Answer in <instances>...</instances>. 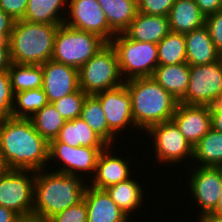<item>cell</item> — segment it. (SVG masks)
Wrapping results in <instances>:
<instances>
[{
  "label": "cell",
  "instance_id": "1",
  "mask_svg": "<svg viewBox=\"0 0 222 222\" xmlns=\"http://www.w3.org/2000/svg\"><path fill=\"white\" fill-rule=\"evenodd\" d=\"M0 148L8 169H47L49 142L35 130L30 119H1Z\"/></svg>",
  "mask_w": 222,
  "mask_h": 222
},
{
  "label": "cell",
  "instance_id": "2",
  "mask_svg": "<svg viewBox=\"0 0 222 222\" xmlns=\"http://www.w3.org/2000/svg\"><path fill=\"white\" fill-rule=\"evenodd\" d=\"M89 182L82 176L42 169L35 172L32 219L45 222L83 200Z\"/></svg>",
  "mask_w": 222,
  "mask_h": 222
},
{
  "label": "cell",
  "instance_id": "3",
  "mask_svg": "<svg viewBox=\"0 0 222 222\" xmlns=\"http://www.w3.org/2000/svg\"><path fill=\"white\" fill-rule=\"evenodd\" d=\"M132 104L135 126L141 134L152 125L170 121L178 101L152 77L124 81Z\"/></svg>",
  "mask_w": 222,
  "mask_h": 222
},
{
  "label": "cell",
  "instance_id": "4",
  "mask_svg": "<svg viewBox=\"0 0 222 222\" xmlns=\"http://www.w3.org/2000/svg\"><path fill=\"white\" fill-rule=\"evenodd\" d=\"M59 26L15 21L9 39L12 63L42 65L51 60Z\"/></svg>",
  "mask_w": 222,
  "mask_h": 222
},
{
  "label": "cell",
  "instance_id": "5",
  "mask_svg": "<svg viewBox=\"0 0 222 222\" xmlns=\"http://www.w3.org/2000/svg\"><path fill=\"white\" fill-rule=\"evenodd\" d=\"M145 132L146 133L143 134L148 136V140H150L147 146L151 144L153 148L152 152H154L153 162H155L153 163L154 165L151 163V167L153 166L158 169L159 164H161L163 168L164 165L171 164V169H173V167L176 169L175 167L180 166L179 164H183L182 166L189 164L190 166L193 158V146L180 133L178 127L172 120L152 125ZM182 161H185V164Z\"/></svg>",
  "mask_w": 222,
  "mask_h": 222
},
{
  "label": "cell",
  "instance_id": "6",
  "mask_svg": "<svg viewBox=\"0 0 222 222\" xmlns=\"http://www.w3.org/2000/svg\"><path fill=\"white\" fill-rule=\"evenodd\" d=\"M106 44L96 34L77 30L63 23L56 32L51 59L79 69Z\"/></svg>",
  "mask_w": 222,
  "mask_h": 222
},
{
  "label": "cell",
  "instance_id": "7",
  "mask_svg": "<svg viewBox=\"0 0 222 222\" xmlns=\"http://www.w3.org/2000/svg\"><path fill=\"white\" fill-rule=\"evenodd\" d=\"M124 84L115 48L107 43L79 68V87L87 95L115 89Z\"/></svg>",
  "mask_w": 222,
  "mask_h": 222
},
{
  "label": "cell",
  "instance_id": "8",
  "mask_svg": "<svg viewBox=\"0 0 222 222\" xmlns=\"http://www.w3.org/2000/svg\"><path fill=\"white\" fill-rule=\"evenodd\" d=\"M110 43L117 53L124 81L153 75L158 66L157 44L138 42L129 39L124 33L116 34Z\"/></svg>",
  "mask_w": 222,
  "mask_h": 222
},
{
  "label": "cell",
  "instance_id": "9",
  "mask_svg": "<svg viewBox=\"0 0 222 222\" xmlns=\"http://www.w3.org/2000/svg\"><path fill=\"white\" fill-rule=\"evenodd\" d=\"M35 171L8 169L0 172V205L24 220L32 219Z\"/></svg>",
  "mask_w": 222,
  "mask_h": 222
},
{
  "label": "cell",
  "instance_id": "10",
  "mask_svg": "<svg viewBox=\"0 0 222 222\" xmlns=\"http://www.w3.org/2000/svg\"><path fill=\"white\" fill-rule=\"evenodd\" d=\"M105 148L106 147H71L66 143L53 139L49 142L47 168L49 167L52 171L64 174L79 175L89 182L94 176L98 156ZM50 164L51 166H49ZM58 165H60L59 168ZM52 167L53 169H51Z\"/></svg>",
  "mask_w": 222,
  "mask_h": 222
},
{
  "label": "cell",
  "instance_id": "11",
  "mask_svg": "<svg viewBox=\"0 0 222 222\" xmlns=\"http://www.w3.org/2000/svg\"><path fill=\"white\" fill-rule=\"evenodd\" d=\"M187 167V174H184L186 178L188 177L184 182L186 183L187 181V187L185 186L184 188L189 187L185 192H189V197L195 200H191L194 204L196 203L194 205V207L196 206V209H193L197 210L199 207V213L198 211H195V215L197 214L195 218L197 219L198 217L212 213L215 210L220 197L222 173L218 167H193V165Z\"/></svg>",
  "mask_w": 222,
  "mask_h": 222
},
{
  "label": "cell",
  "instance_id": "12",
  "mask_svg": "<svg viewBox=\"0 0 222 222\" xmlns=\"http://www.w3.org/2000/svg\"><path fill=\"white\" fill-rule=\"evenodd\" d=\"M222 96V58L205 65L190 66L185 105L211 106Z\"/></svg>",
  "mask_w": 222,
  "mask_h": 222
},
{
  "label": "cell",
  "instance_id": "13",
  "mask_svg": "<svg viewBox=\"0 0 222 222\" xmlns=\"http://www.w3.org/2000/svg\"><path fill=\"white\" fill-rule=\"evenodd\" d=\"M94 96L100 101L110 131L117 138L118 136L120 138L118 145L121 142V139H123V141L127 140L122 137L121 134L123 132L126 133V131L131 130L125 134L127 137L128 134L133 131L140 132L135 126L132 115L131 96L124 84L115 89L99 92Z\"/></svg>",
  "mask_w": 222,
  "mask_h": 222
},
{
  "label": "cell",
  "instance_id": "14",
  "mask_svg": "<svg viewBox=\"0 0 222 222\" xmlns=\"http://www.w3.org/2000/svg\"><path fill=\"white\" fill-rule=\"evenodd\" d=\"M64 24L96 34L107 43L116 35L97 0H68Z\"/></svg>",
  "mask_w": 222,
  "mask_h": 222
},
{
  "label": "cell",
  "instance_id": "15",
  "mask_svg": "<svg viewBox=\"0 0 222 222\" xmlns=\"http://www.w3.org/2000/svg\"><path fill=\"white\" fill-rule=\"evenodd\" d=\"M117 150H119V148H116V145H108L100 152L97 159L94 176L89 181L90 186L105 190L110 186L131 178L132 175L135 173L137 174L138 169L141 170V168L138 167L135 170L136 172L133 173L132 171H134L133 169L137 163L131 160L132 157L129 155L124 156L123 154L122 156V154H119ZM132 164L133 169L131 166Z\"/></svg>",
  "mask_w": 222,
  "mask_h": 222
},
{
  "label": "cell",
  "instance_id": "16",
  "mask_svg": "<svg viewBox=\"0 0 222 222\" xmlns=\"http://www.w3.org/2000/svg\"><path fill=\"white\" fill-rule=\"evenodd\" d=\"M43 86L48 102L52 103L80 89L79 69L53 61L41 65Z\"/></svg>",
  "mask_w": 222,
  "mask_h": 222
},
{
  "label": "cell",
  "instance_id": "17",
  "mask_svg": "<svg viewBox=\"0 0 222 222\" xmlns=\"http://www.w3.org/2000/svg\"><path fill=\"white\" fill-rule=\"evenodd\" d=\"M171 120L192 146L212 128L209 106L185 105L179 102Z\"/></svg>",
  "mask_w": 222,
  "mask_h": 222
},
{
  "label": "cell",
  "instance_id": "18",
  "mask_svg": "<svg viewBox=\"0 0 222 222\" xmlns=\"http://www.w3.org/2000/svg\"><path fill=\"white\" fill-rule=\"evenodd\" d=\"M83 199L87 207V222H136L129 219L106 190L88 185Z\"/></svg>",
  "mask_w": 222,
  "mask_h": 222
},
{
  "label": "cell",
  "instance_id": "19",
  "mask_svg": "<svg viewBox=\"0 0 222 222\" xmlns=\"http://www.w3.org/2000/svg\"><path fill=\"white\" fill-rule=\"evenodd\" d=\"M135 177L136 176L134 174L131 178L105 189L107 193L110 195L111 199L115 202V204L124 213H126L130 217V219L134 218V216L139 211H141V213L143 212L140 209L141 207L144 209V206L142 205L144 201L147 204V206L149 205L147 203L149 199L147 200L144 199L145 198L144 194L147 193V191L145 190L149 188L147 187L148 184L146 185V189L143 188L145 185L143 184L140 185L139 182L140 176L136 177V179L138 178V180H136Z\"/></svg>",
  "mask_w": 222,
  "mask_h": 222
},
{
  "label": "cell",
  "instance_id": "20",
  "mask_svg": "<svg viewBox=\"0 0 222 222\" xmlns=\"http://www.w3.org/2000/svg\"><path fill=\"white\" fill-rule=\"evenodd\" d=\"M171 32L168 16L147 15L138 12L123 32L129 39L158 44Z\"/></svg>",
  "mask_w": 222,
  "mask_h": 222
},
{
  "label": "cell",
  "instance_id": "21",
  "mask_svg": "<svg viewBox=\"0 0 222 222\" xmlns=\"http://www.w3.org/2000/svg\"><path fill=\"white\" fill-rule=\"evenodd\" d=\"M187 64L205 65L221 58L206 26L185 33Z\"/></svg>",
  "mask_w": 222,
  "mask_h": 222
},
{
  "label": "cell",
  "instance_id": "22",
  "mask_svg": "<svg viewBox=\"0 0 222 222\" xmlns=\"http://www.w3.org/2000/svg\"><path fill=\"white\" fill-rule=\"evenodd\" d=\"M168 21L171 32L185 34L205 26L206 16L194 0H176L168 14Z\"/></svg>",
  "mask_w": 222,
  "mask_h": 222
},
{
  "label": "cell",
  "instance_id": "23",
  "mask_svg": "<svg viewBox=\"0 0 222 222\" xmlns=\"http://www.w3.org/2000/svg\"><path fill=\"white\" fill-rule=\"evenodd\" d=\"M151 77L179 102L188 89L190 66L187 63L158 65Z\"/></svg>",
  "mask_w": 222,
  "mask_h": 222
},
{
  "label": "cell",
  "instance_id": "24",
  "mask_svg": "<svg viewBox=\"0 0 222 222\" xmlns=\"http://www.w3.org/2000/svg\"><path fill=\"white\" fill-rule=\"evenodd\" d=\"M68 0H28L23 20L30 23H64Z\"/></svg>",
  "mask_w": 222,
  "mask_h": 222
},
{
  "label": "cell",
  "instance_id": "25",
  "mask_svg": "<svg viewBox=\"0 0 222 222\" xmlns=\"http://www.w3.org/2000/svg\"><path fill=\"white\" fill-rule=\"evenodd\" d=\"M59 142L71 147H107L108 144L98 136L80 117L66 121L60 130Z\"/></svg>",
  "mask_w": 222,
  "mask_h": 222
},
{
  "label": "cell",
  "instance_id": "26",
  "mask_svg": "<svg viewBox=\"0 0 222 222\" xmlns=\"http://www.w3.org/2000/svg\"><path fill=\"white\" fill-rule=\"evenodd\" d=\"M106 15L109 27L123 33L138 13L137 0H97Z\"/></svg>",
  "mask_w": 222,
  "mask_h": 222
},
{
  "label": "cell",
  "instance_id": "27",
  "mask_svg": "<svg viewBox=\"0 0 222 222\" xmlns=\"http://www.w3.org/2000/svg\"><path fill=\"white\" fill-rule=\"evenodd\" d=\"M193 166L218 167L222 163V133L211 128L193 146Z\"/></svg>",
  "mask_w": 222,
  "mask_h": 222
},
{
  "label": "cell",
  "instance_id": "28",
  "mask_svg": "<svg viewBox=\"0 0 222 222\" xmlns=\"http://www.w3.org/2000/svg\"><path fill=\"white\" fill-rule=\"evenodd\" d=\"M80 118L108 145H117L116 142L120 139L110 131L100 101L94 95L85 98Z\"/></svg>",
  "mask_w": 222,
  "mask_h": 222
},
{
  "label": "cell",
  "instance_id": "29",
  "mask_svg": "<svg viewBox=\"0 0 222 222\" xmlns=\"http://www.w3.org/2000/svg\"><path fill=\"white\" fill-rule=\"evenodd\" d=\"M13 93L34 90L43 86L41 65L12 63L8 70Z\"/></svg>",
  "mask_w": 222,
  "mask_h": 222
},
{
  "label": "cell",
  "instance_id": "30",
  "mask_svg": "<svg viewBox=\"0 0 222 222\" xmlns=\"http://www.w3.org/2000/svg\"><path fill=\"white\" fill-rule=\"evenodd\" d=\"M30 120L35 130L48 142L58 137L66 122L52 103L46 104Z\"/></svg>",
  "mask_w": 222,
  "mask_h": 222
},
{
  "label": "cell",
  "instance_id": "31",
  "mask_svg": "<svg viewBox=\"0 0 222 222\" xmlns=\"http://www.w3.org/2000/svg\"><path fill=\"white\" fill-rule=\"evenodd\" d=\"M158 65L187 63L186 40L182 33L170 32L158 44Z\"/></svg>",
  "mask_w": 222,
  "mask_h": 222
},
{
  "label": "cell",
  "instance_id": "32",
  "mask_svg": "<svg viewBox=\"0 0 222 222\" xmlns=\"http://www.w3.org/2000/svg\"><path fill=\"white\" fill-rule=\"evenodd\" d=\"M48 103L47 96L42 87L18 92L14 96L12 117L30 119Z\"/></svg>",
  "mask_w": 222,
  "mask_h": 222
},
{
  "label": "cell",
  "instance_id": "33",
  "mask_svg": "<svg viewBox=\"0 0 222 222\" xmlns=\"http://www.w3.org/2000/svg\"><path fill=\"white\" fill-rule=\"evenodd\" d=\"M87 94L81 89L52 102L53 106L66 121L79 118Z\"/></svg>",
  "mask_w": 222,
  "mask_h": 222
},
{
  "label": "cell",
  "instance_id": "34",
  "mask_svg": "<svg viewBox=\"0 0 222 222\" xmlns=\"http://www.w3.org/2000/svg\"><path fill=\"white\" fill-rule=\"evenodd\" d=\"M14 96L8 71L0 72V120L12 117Z\"/></svg>",
  "mask_w": 222,
  "mask_h": 222
},
{
  "label": "cell",
  "instance_id": "35",
  "mask_svg": "<svg viewBox=\"0 0 222 222\" xmlns=\"http://www.w3.org/2000/svg\"><path fill=\"white\" fill-rule=\"evenodd\" d=\"M45 222H87V207L84 199L64 211H61Z\"/></svg>",
  "mask_w": 222,
  "mask_h": 222
},
{
  "label": "cell",
  "instance_id": "36",
  "mask_svg": "<svg viewBox=\"0 0 222 222\" xmlns=\"http://www.w3.org/2000/svg\"><path fill=\"white\" fill-rule=\"evenodd\" d=\"M176 0H138V12L147 15L168 16Z\"/></svg>",
  "mask_w": 222,
  "mask_h": 222
},
{
  "label": "cell",
  "instance_id": "37",
  "mask_svg": "<svg viewBox=\"0 0 222 222\" xmlns=\"http://www.w3.org/2000/svg\"><path fill=\"white\" fill-rule=\"evenodd\" d=\"M205 26L218 53L222 56V10L206 16Z\"/></svg>",
  "mask_w": 222,
  "mask_h": 222
},
{
  "label": "cell",
  "instance_id": "38",
  "mask_svg": "<svg viewBox=\"0 0 222 222\" xmlns=\"http://www.w3.org/2000/svg\"><path fill=\"white\" fill-rule=\"evenodd\" d=\"M28 0H0V9L9 14L15 21L23 20Z\"/></svg>",
  "mask_w": 222,
  "mask_h": 222
},
{
  "label": "cell",
  "instance_id": "39",
  "mask_svg": "<svg viewBox=\"0 0 222 222\" xmlns=\"http://www.w3.org/2000/svg\"><path fill=\"white\" fill-rule=\"evenodd\" d=\"M15 20L0 9V40L9 41Z\"/></svg>",
  "mask_w": 222,
  "mask_h": 222
},
{
  "label": "cell",
  "instance_id": "40",
  "mask_svg": "<svg viewBox=\"0 0 222 222\" xmlns=\"http://www.w3.org/2000/svg\"><path fill=\"white\" fill-rule=\"evenodd\" d=\"M212 128L222 133V96L216 103L209 106Z\"/></svg>",
  "mask_w": 222,
  "mask_h": 222
},
{
  "label": "cell",
  "instance_id": "41",
  "mask_svg": "<svg viewBox=\"0 0 222 222\" xmlns=\"http://www.w3.org/2000/svg\"><path fill=\"white\" fill-rule=\"evenodd\" d=\"M199 6L201 12L205 15H211L222 10V0H194Z\"/></svg>",
  "mask_w": 222,
  "mask_h": 222
},
{
  "label": "cell",
  "instance_id": "42",
  "mask_svg": "<svg viewBox=\"0 0 222 222\" xmlns=\"http://www.w3.org/2000/svg\"><path fill=\"white\" fill-rule=\"evenodd\" d=\"M11 64L10 43L0 40V72L8 71Z\"/></svg>",
  "mask_w": 222,
  "mask_h": 222
},
{
  "label": "cell",
  "instance_id": "43",
  "mask_svg": "<svg viewBox=\"0 0 222 222\" xmlns=\"http://www.w3.org/2000/svg\"><path fill=\"white\" fill-rule=\"evenodd\" d=\"M24 219L11 209L0 205V222H22Z\"/></svg>",
  "mask_w": 222,
  "mask_h": 222
},
{
  "label": "cell",
  "instance_id": "44",
  "mask_svg": "<svg viewBox=\"0 0 222 222\" xmlns=\"http://www.w3.org/2000/svg\"><path fill=\"white\" fill-rule=\"evenodd\" d=\"M198 222H222V216L221 215H215V214H205L197 219Z\"/></svg>",
  "mask_w": 222,
  "mask_h": 222
},
{
  "label": "cell",
  "instance_id": "45",
  "mask_svg": "<svg viewBox=\"0 0 222 222\" xmlns=\"http://www.w3.org/2000/svg\"><path fill=\"white\" fill-rule=\"evenodd\" d=\"M211 214L222 216V185H221L220 197H219L218 204H217L215 210Z\"/></svg>",
  "mask_w": 222,
  "mask_h": 222
},
{
  "label": "cell",
  "instance_id": "46",
  "mask_svg": "<svg viewBox=\"0 0 222 222\" xmlns=\"http://www.w3.org/2000/svg\"><path fill=\"white\" fill-rule=\"evenodd\" d=\"M8 170L7 164L4 161L2 150L0 148V172Z\"/></svg>",
  "mask_w": 222,
  "mask_h": 222
},
{
  "label": "cell",
  "instance_id": "47",
  "mask_svg": "<svg viewBox=\"0 0 222 222\" xmlns=\"http://www.w3.org/2000/svg\"><path fill=\"white\" fill-rule=\"evenodd\" d=\"M22 222H40V221L34 220V219H29V220H23Z\"/></svg>",
  "mask_w": 222,
  "mask_h": 222
},
{
  "label": "cell",
  "instance_id": "48",
  "mask_svg": "<svg viewBox=\"0 0 222 222\" xmlns=\"http://www.w3.org/2000/svg\"><path fill=\"white\" fill-rule=\"evenodd\" d=\"M218 168L220 169V171L222 173V163L218 166Z\"/></svg>",
  "mask_w": 222,
  "mask_h": 222
}]
</instances>
